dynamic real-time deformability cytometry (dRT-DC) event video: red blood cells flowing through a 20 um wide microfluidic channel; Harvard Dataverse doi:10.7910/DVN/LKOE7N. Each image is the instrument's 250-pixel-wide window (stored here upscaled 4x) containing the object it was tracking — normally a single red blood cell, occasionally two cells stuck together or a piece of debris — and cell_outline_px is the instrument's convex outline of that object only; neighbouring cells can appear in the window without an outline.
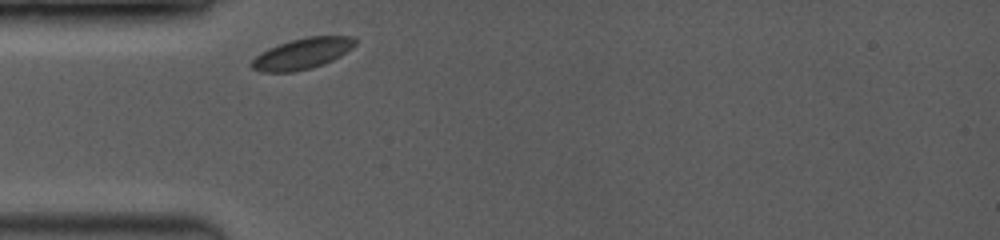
{"species": "common noctule bat (a hibernating species)", "species_latin": "Nyctalus noctula", "temperature_condition": "room temperature", "stored_images_in_passage": 18, "camera_frame_rate_fps": 3500, "um_per_image_px": 0.085, "animal": {"sex": "female", "body_mass_g": 19.0, "forearm_length_mm": 53.3}, "frame": {"image": 1, "passage_image": 1, "time_ms": 0.0, "image_size_px": [1000, 240], "cell_outline_px": [[356, 44], [352, 48], [340, 56], [324, 64], [292, 72], [260, 72], [252, 68], [248, 64], [260, 52], [268, 48], [292, 40], [308, 36], [356, 36]], "centroid_in_image_um": [25.68, 4.55], "position_along_channel_um": 59.3, "area_um2": 18.67}}
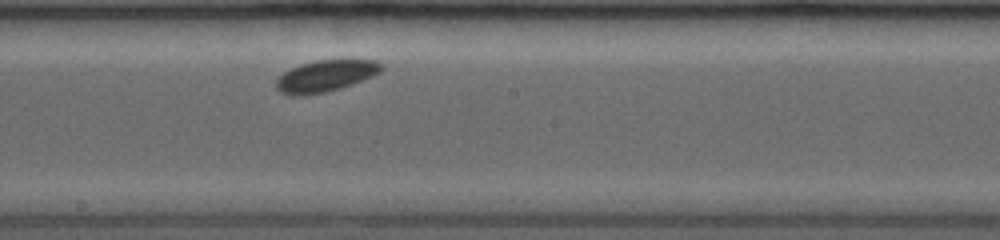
{"frame": {"image": 2, "passage_image": 8, "time_ms": 4.286, "image_size_px": [1000, 240], "cell_outline_px": [[384, 68], [380, 72], [372, 76], [352, 84], [340, 88], [324, 92], [296, 96], [292, 96], [280, 92], [276, 88], [276, 80], [284, 72], [300, 64], [316, 60], [376, 60], [384, 64]], "centroid_in_image_um": [27.68, 6.45], "position_along_channel_um": 220.5, "area_um2": 19.25}}
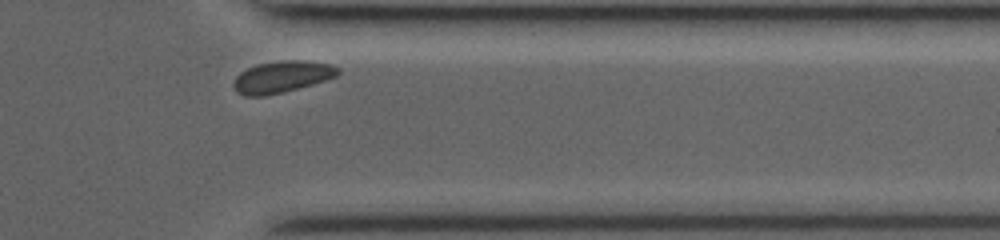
{"frame": {"image": 3, "passage_image": 16, "time_ms": 8.571, "image_size_px": [1000, 240], "cell_outline_px": [[340, 72], [336, 76], [312, 84], [264, 96], [244, 96], [236, 92], [232, 84], [236, 76], [240, 72], [256, 64], [280, 60], [308, 60], [332, 64], [340, 68]], "centroid_in_image_um": [23.95, 6.51], "position_along_channel_um": 387.4, "area_um2": 19.31}}